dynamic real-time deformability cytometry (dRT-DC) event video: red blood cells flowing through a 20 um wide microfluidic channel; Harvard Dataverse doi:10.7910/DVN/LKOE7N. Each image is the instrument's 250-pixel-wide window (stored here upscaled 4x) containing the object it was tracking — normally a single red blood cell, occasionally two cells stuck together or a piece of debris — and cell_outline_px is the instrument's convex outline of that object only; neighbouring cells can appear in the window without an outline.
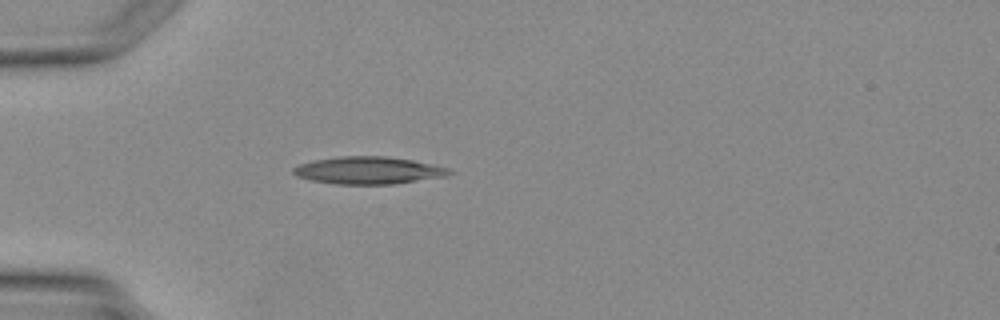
{"species": "Egyptian fruit bat (a non-hibernating species)", "species_latin": "Rousettus aegyptiacus", "temperature_condition": "warm", "stored_images_in_passage": 1, "camera_frame_rate_fps": 3000, "um_per_image_px": 0.085, "animal": {"sex": "female"}, "frame": {"image": 1, "passage_image": 1, "time_ms": 0.0, "image_size_px": [1000, 320], "cell_outline_px": [[456, 172], [448, 176], [396, 184], [336, 184], [312, 180], [296, 176], [292, 172], [292, 168], [300, 164], [316, 160], [340, 156], [384, 156], [412, 160], [432, 164], [448, 168]], "centroid_in_image_um": [31.36, 14.49], "position_along_channel_um": 53.6, "area_um2": 24.91}}